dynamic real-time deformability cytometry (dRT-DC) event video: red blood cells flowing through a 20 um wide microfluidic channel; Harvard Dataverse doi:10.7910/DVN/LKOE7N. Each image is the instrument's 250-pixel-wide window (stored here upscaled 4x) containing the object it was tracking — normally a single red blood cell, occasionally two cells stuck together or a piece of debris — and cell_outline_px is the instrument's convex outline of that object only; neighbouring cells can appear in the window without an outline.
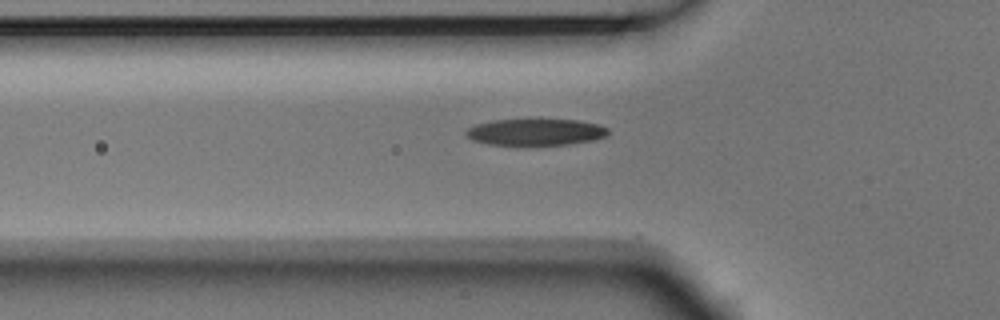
{"species": "Egyptian fruit bat (a non-hibernating species)", "species_latin": "Rousettus aegyptiacus", "temperature_condition": "room temperature", "stored_images_in_passage": 5, "camera_frame_rate_fps": 3000, "um_per_image_px": 0.085, "animal": {"sex": "male"}, "frame": {"image": 1, "passage_image": 5, "time_ms": 1.333, "image_size_px": [1000, 320], "cell_outline_px": [[608, 132], [604, 136], [592, 140], [568, 144], [488, 144], [472, 140], [464, 132], [468, 128], [476, 124], [492, 120], [576, 120], [596, 124], [608, 128]], "centroid_in_image_um": [45.48, 11.22], "position_along_channel_um": 80.3, "area_um2": 21.44}}